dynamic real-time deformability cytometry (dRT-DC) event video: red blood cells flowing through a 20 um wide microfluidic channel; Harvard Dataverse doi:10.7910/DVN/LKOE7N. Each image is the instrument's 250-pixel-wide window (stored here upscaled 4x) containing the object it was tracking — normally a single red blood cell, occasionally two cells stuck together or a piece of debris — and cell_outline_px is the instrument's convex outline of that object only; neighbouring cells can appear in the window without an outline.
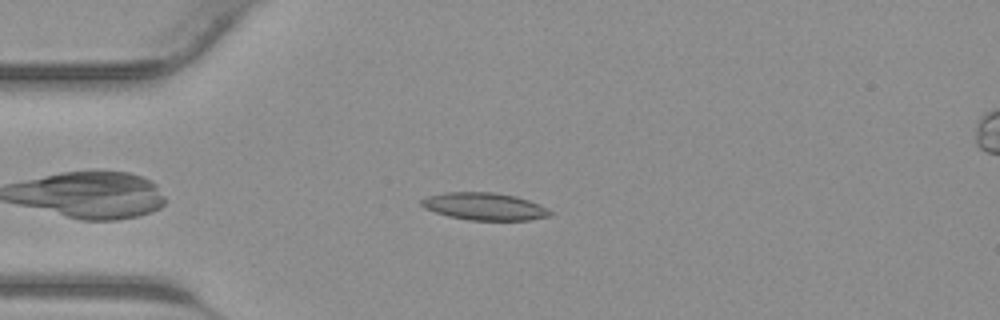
{"species": "common noctule bat (a hibernating species)", "species_latin": "Nyctalus noctula", "temperature_condition": "warm", "stored_images_in_passage": 36, "camera_frame_rate_fps": 3000, "um_per_image_px": 0.085, "animal": {"sex": "male", "body_mass_g": 23.1, "forearm_length_mm": 52.7}, "frame": {"image": 1, "passage_image": 5, "time_ms": 1.333, "image_size_px": [1000, 320], "cell_outline_px": [[552, 216], [528, 220], [468, 220], [448, 216], [424, 208], [420, 204], [420, 200], [428, 196], [444, 192], [492, 192], [516, 196], [528, 200], [552, 212]], "centroid_in_image_um": [41.14, 17.55], "position_along_channel_um": 43.9, "area_um2": 20.4}}
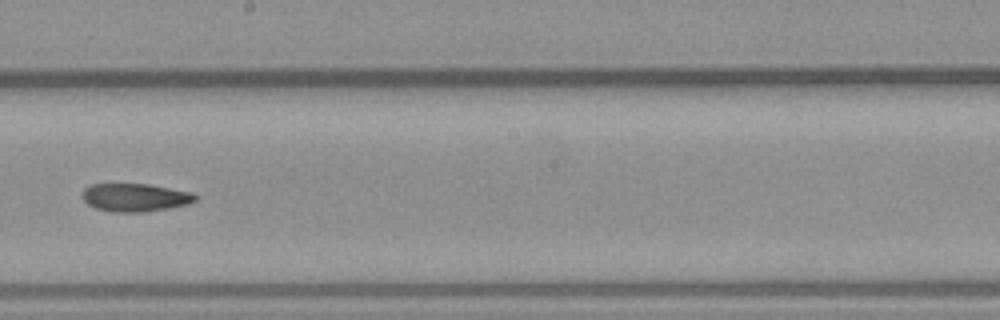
{"frame": {"image": 2, "passage_image": 18, "time_ms": 5.667, "image_size_px": [1000, 320], "cell_outline_px": [[196, 200], [188, 204], [168, 208], [144, 212], [112, 212], [96, 208], [88, 204], [84, 200], [84, 188], [92, 184], [148, 184], [192, 192], [196, 196]], "centroid_in_image_um": [11.5, 16.78], "position_along_channel_um": 236.7, "area_um2": 18.32}}
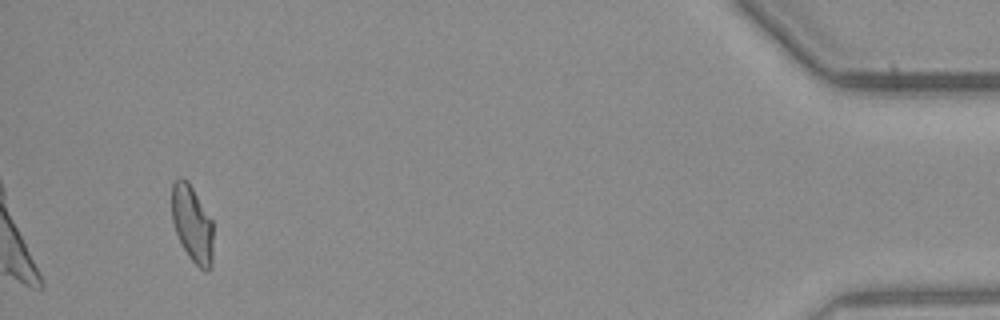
{"frame": {"image": 3, "passage_image": 34, "time_ms": 11.0, "image_size_px": [1000, 320], "cell_outline_px": [[212, 264], [204, 272], [188, 256], [176, 232], [172, 220], [172, 184], [180, 176], [188, 180], [212, 220]], "centroid_in_image_um": [16.33, 19.0], "position_along_channel_um": 418.9, "area_um2": 18.32}}